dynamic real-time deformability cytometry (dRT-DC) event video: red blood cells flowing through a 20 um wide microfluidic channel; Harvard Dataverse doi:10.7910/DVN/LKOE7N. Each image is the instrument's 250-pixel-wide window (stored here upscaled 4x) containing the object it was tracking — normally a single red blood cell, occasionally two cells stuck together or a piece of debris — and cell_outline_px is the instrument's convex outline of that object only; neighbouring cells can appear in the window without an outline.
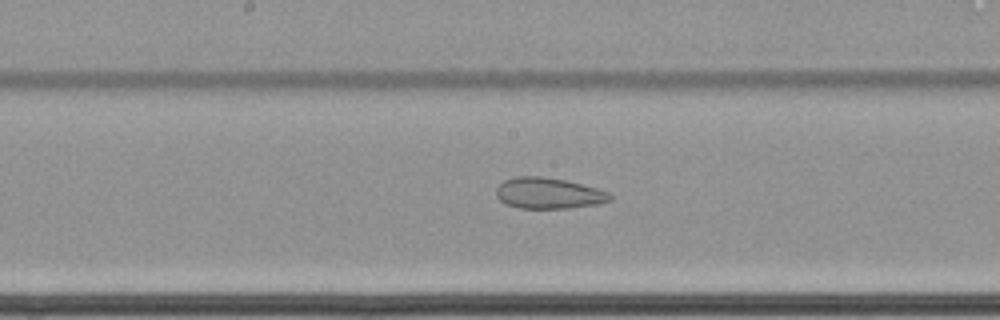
{"species": "common noctule bat (a hibernating species)", "species_latin": "Nyctalus noctula", "temperature_condition": "cold", "stored_images_in_passage": 65, "camera_frame_rate_fps": 3000, "um_per_image_px": 0.085, "animal": {"sex": "female", "body_mass_g": 22.7, "forearm_length_mm": 54.2}, "frame": {"image": 1, "passage_image": 37, "time_ms": 12.0, "image_size_px": [1000, 320], "cell_outline_px": [[612, 200], [596, 204], [568, 208], [516, 208], [504, 204], [496, 196], [496, 188], [504, 180], [516, 176], [540, 176], [564, 180], [596, 188], [608, 192], [612, 196]], "centroid_in_image_um": [46.58, 16.43], "position_along_channel_um": 201.6, "area_um2": 20.52}}
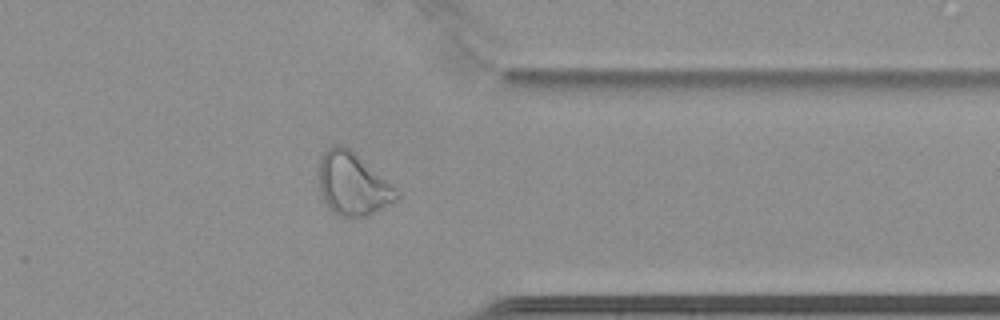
{"frame": {"image": 2, "passage_image": 53, "time_ms": 17.333, "image_size_px": [1000, 320], "cell_outline_px": [[400, 196], [396, 200], [364, 216], [340, 216], [332, 212], [328, 208], [320, 196], [316, 176], [316, 172], [320, 156], [332, 144], [344, 144], [392, 184], [400, 192]], "centroid_in_image_um": [29.89, 15.6], "position_along_channel_um": 381.5, "area_um2": 28.78}}
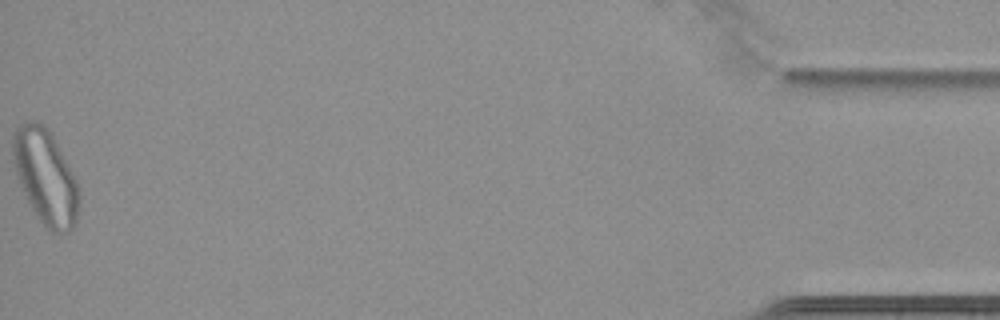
{"frame": {"image": 3, "passage_image": 65, "time_ms": 21.333, "image_size_px": [1000, 320], "cell_outline_px": [[80, 200], [76, 224], [68, 232], [52, 232], [44, 228], [32, 208], [20, 184], [12, 160], [12, 136], [16, 128], [20, 124], [32, 120], [36, 120], [48, 128], [52, 132], [76, 180], [80, 192]], "centroid_in_image_um": [3.88, 15.02], "position_along_channel_um": 431.3, "area_um2": 36.82}}